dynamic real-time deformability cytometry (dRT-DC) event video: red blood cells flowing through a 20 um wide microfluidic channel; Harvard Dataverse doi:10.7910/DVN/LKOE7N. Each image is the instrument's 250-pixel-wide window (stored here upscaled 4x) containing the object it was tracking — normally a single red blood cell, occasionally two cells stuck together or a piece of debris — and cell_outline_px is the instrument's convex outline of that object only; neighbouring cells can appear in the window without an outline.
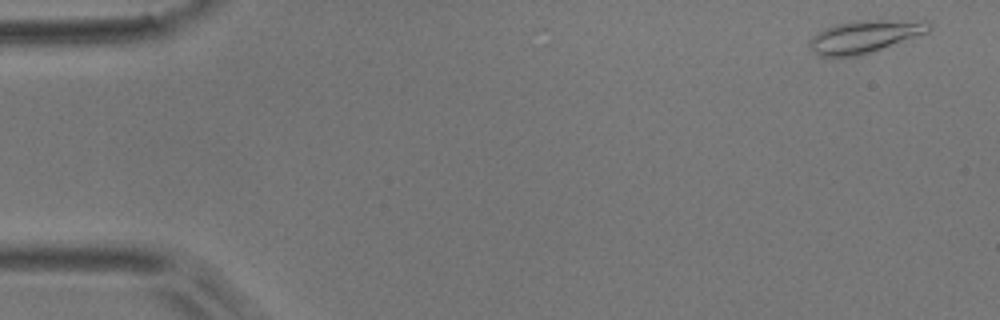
{"species": "common noctule bat (a hibernating species)", "species_latin": "Nyctalus noctula", "temperature_condition": "room temperature", "stored_images_in_passage": 4, "camera_frame_rate_fps": 3000, "um_per_image_px": 0.085, "animal": {"sex": "male", "body_mass_g": 17.9}, "frame": {"image": 1, "passage_image": 1, "time_ms": 0.0, "image_size_px": [1000, 320], "cell_outline_px": [[932, 28], [928, 32], [872, 52], [860, 56], [820, 56], [812, 52], [808, 44], [812, 36], [824, 28], [836, 24], [852, 20], [928, 20], [932, 24]], "centroid_in_image_um": [73.51, 3.09], "position_along_channel_um": 11.5, "area_um2": 22.89}}